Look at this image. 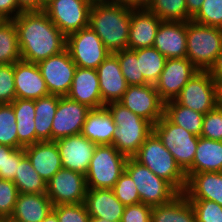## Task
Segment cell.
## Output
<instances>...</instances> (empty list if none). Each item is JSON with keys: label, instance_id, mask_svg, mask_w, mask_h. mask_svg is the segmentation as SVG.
<instances>
[{"label": "cell", "instance_id": "obj_20", "mask_svg": "<svg viewBox=\"0 0 222 222\" xmlns=\"http://www.w3.org/2000/svg\"><path fill=\"white\" fill-rule=\"evenodd\" d=\"M96 70L103 104L119 102L128 85L121 72L118 57L114 53H110Z\"/></svg>", "mask_w": 222, "mask_h": 222}, {"label": "cell", "instance_id": "obj_23", "mask_svg": "<svg viewBox=\"0 0 222 222\" xmlns=\"http://www.w3.org/2000/svg\"><path fill=\"white\" fill-rule=\"evenodd\" d=\"M24 151L33 168L46 183L62 168L55 141H38L24 147Z\"/></svg>", "mask_w": 222, "mask_h": 222}, {"label": "cell", "instance_id": "obj_48", "mask_svg": "<svg viewBox=\"0 0 222 222\" xmlns=\"http://www.w3.org/2000/svg\"><path fill=\"white\" fill-rule=\"evenodd\" d=\"M23 12L16 0H0V18L3 20H13L16 16Z\"/></svg>", "mask_w": 222, "mask_h": 222}, {"label": "cell", "instance_id": "obj_22", "mask_svg": "<svg viewBox=\"0 0 222 222\" xmlns=\"http://www.w3.org/2000/svg\"><path fill=\"white\" fill-rule=\"evenodd\" d=\"M67 97L85 104L91 109L105 107L100 94L97 70L76 67L72 86Z\"/></svg>", "mask_w": 222, "mask_h": 222}, {"label": "cell", "instance_id": "obj_27", "mask_svg": "<svg viewBox=\"0 0 222 222\" xmlns=\"http://www.w3.org/2000/svg\"><path fill=\"white\" fill-rule=\"evenodd\" d=\"M53 210V204L46 193H19L10 217L20 222H42Z\"/></svg>", "mask_w": 222, "mask_h": 222}, {"label": "cell", "instance_id": "obj_17", "mask_svg": "<svg viewBox=\"0 0 222 222\" xmlns=\"http://www.w3.org/2000/svg\"><path fill=\"white\" fill-rule=\"evenodd\" d=\"M61 156L62 168L87 174L97 144L81 133L55 141Z\"/></svg>", "mask_w": 222, "mask_h": 222}, {"label": "cell", "instance_id": "obj_26", "mask_svg": "<svg viewBox=\"0 0 222 222\" xmlns=\"http://www.w3.org/2000/svg\"><path fill=\"white\" fill-rule=\"evenodd\" d=\"M116 124L106 107L91 109L81 134L97 145H111Z\"/></svg>", "mask_w": 222, "mask_h": 222}, {"label": "cell", "instance_id": "obj_25", "mask_svg": "<svg viewBox=\"0 0 222 222\" xmlns=\"http://www.w3.org/2000/svg\"><path fill=\"white\" fill-rule=\"evenodd\" d=\"M185 196L189 200H209L222 206V172H199L187 179Z\"/></svg>", "mask_w": 222, "mask_h": 222}, {"label": "cell", "instance_id": "obj_44", "mask_svg": "<svg viewBox=\"0 0 222 222\" xmlns=\"http://www.w3.org/2000/svg\"><path fill=\"white\" fill-rule=\"evenodd\" d=\"M15 99L14 64H0V104H11Z\"/></svg>", "mask_w": 222, "mask_h": 222}, {"label": "cell", "instance_id": "obj_58", "mask_svg": "<svg viewBox=\"0 0 222 222\" xmlns=\"http://www.w3.org/2000/svg\"><path fill=\"white\" fill-rule=\"evenodd\" d=\"M89 222H111V221L106 220V219L91 217Z\"/></svg>", "mask_w": 222, "mask_h": 222}, {"label": "cell", "instance_id": "obj_36", "mask_svg": "<svg viewBox=\"0 0 222 222\" xmlns=\"http://www.w3.org/2000/svg\"><path fill=\"white\" fill-rule=\"evenodd\" d=\"M147 8L162 21L187 22L192 20L188 15L185 0H151Z\"/></svg>", "mask_w": 222, "mask_h": 222}, {"label": "cell", "instance_id": "obj_14", "mask_svg": "<svg viewBox=\"0 0 222 222\" xmlns=\"http://www.w3.org/2000/svg\"><path fill=\"white\" fill-rule=\"evenodd\" d=\"M87 191L86 178L82 173L61 168L48 182L46 194L53 206L84 203Z\"/></svg>", "mask_w": 222, "mask_h": 222}, {"label": "cell", "instance_id": "obj_16", "mask_svg": "<svg viewBox=\"0 0 222 222\" xmlns=\"http://www.w3.org/2000/svg\"><path fill=\"white\" fill-rule=\"evenodd\" d=\"M91 108L73 101L67 96L60 97L51 128V141L80 134L86 116Z\"/></svg>", "mask_w": 222, "mask_h": 222}, {"label": "cell", "instance_id": "obj_32", "mask_svg": "<svg viewBox=\"0 0 222 222\" xmlns=\"http://www.w3.org/2000/svg\"><path fill=\"white\" fill-rule=\"evenodd\" d=\"M164 115L175 125L183 127L188 132L200 137L204 114L171 100L164 103Z\"/></svg>", "mask_w": 222, "mask_h": 222}, {"label": "cell", "instance_id": "obj_43", "mask_svg": "<svg viewBox=\"0 0 222 222\" xmlns=\"http://www.w3.org/2000/svg\"><path fill=\"white\" fill-rule=\"evenodd\" d=\"M201 137L222 141V107L207 112L203 118Z\"/></svg>", "mask_w": 222, "mask_h": 222}, {"label": "cell", "instance_id": "obj_12", "mask_svg": "<svg viewBox=\"0 0 222 222\" xmlns=\"http://www.w3.org/2000/svg\"><path fill=\"white\" fill-rule=\"evenodd\" d=\"M49 94L67 96L76 71V64L67 49L37 63Z\"/></svg>", "mask_w": 222, "mask_h": 222}, {"label": "cell", "instance_id": "obj_5", "mask_svg": "<svg viewBox=\"0 0 222 222\" xmlns=\"http://www.w3.org/2000/svg\"><path fill=\"white\" fill-rule=\"evenodd\" d=\"M222 51V29L187 21V56L199 71H209Z\"/></svg>", "mask_w": 222, "mask_h": 222}, {"label": "cell", "instance_id": "obj_49", "mask_svg": "<svg viewBox=\"0 0 222 222\" xmlns=\"http://www.w3.org/2000/svg\"><path fill=\"white\" fill-rule=\"evenodd\" d=\"M22 11H41L42 0H16Z\"/></svg>", "mask_w": 222, "mask_h": 222}, {"label": "cell", "instance_id": "obj_56", "mask_svg": "<svg viewBox=\"0 0 222 222\" xmlns=\"http://www.w3.org/2000/svg\"><path fill=\"white\" fill-rule=\"evenodd\" d=\"M92 5L93 4H104V3H115V0H88Z\"/></svg>", "mask_w": 222, "mask_h": 222}, {"label": "cell", "instance_id": "obj_3", "mask_svg": "<svg viewBox=\"0 0 222 222\" xmlns=\"http://www.w3.org/2000/svg\"><path fill=\"white\" fill-rule=\"evenodd\" d=\"M116 128L112 145L123 155L132 158L152 133L153 125L136 115L120 102L106 104Z\"/></svg>", "mask_w": 222, "mask_h": 222}, {"label": "cell", "instance_id": "obj_4", "mask_svg": "<svg viewBox=\"0 0 222 222\" xmlns=\"http://www.w3.org/2000/svg\"><path fill=\"white\" fill-rule=\"evenodd\" d=\"M132 158L169 182L179 193H184L187 184L185 172L153 131Z\"/></svg>", "mask_w": 222, "mask_h": 222}, {"label": "cell", "instance_id": "obj_46", "mask_svg": "<svg viewBox=\"0 0 222 222\" xmlns=\"http://www.w3.org/2000/svg\"><path fill=\"white\" fill-rule=\"evenodd\" d=\"M152 207L143 203L125 206L120 222H151Z\"/></svg>", "mask_w": 222, "mask_h": 222}, {"label": "cell", "instance_id": "obj_40", "mask_svg": "<svg viewBox=\"0 0 222 222\" xmlns=\"http://www.w3.org/2000/svg\"><path fill=\"white\" fill-rule=\"evenodd\" d=\"M116 198L124 205L140 203V196L132 177L124 171L113 187Z\"/></svg>", "mask_w": 222, "mask_h": 222}, {"label": "cell", "instance_id": "obj_57", "mask_svg": "<svg viewBox=\"0 0 222 222\" xmlns=\"http://www.w3.org/2000/svg\"><path fill=\"white\" fill-rule=\"evenodd\" d=\"M0 222H20V221L13 219L12 217H4L0 219Z\"/></svg>", "mask_w": 222, "mask_h": 222}, {"label": "cell", "instance_id": "obj_8", "mask_svg": "<svg viewBox=\"0 0 222 222\" xmlns=\"http://www.w3.org/2000/svg\"><path fill=\"white\" fill-rule=\"evenodd\" d=\"M153 132L185 172L193 163L199 137L175 125L165 115L153 125Z\"/></svg>", "mask_w": 222, "mask_h": 222}, {"label": "cell", "instance_id": "obj_1", "mask_svg": "<svg viewBox=\"0 0 222 222\" xmlns=\"http://www.w3.org/2000/svg\"><path fill=\"white\" fill-rule=\"evenodd\" d=\"M13 21L23 61L38 63L66 49V36L44 10L23 11Z\"/></svg>", "mask_w": 222, "mask_h": 222}, {"label": "cell", "instance_id": "obj_33", "mask_svg": "<svg viewBox=\"0 0 222 222\" xmlns=\"http://www.w3.org/2000/svg\"><path fill=\"white\" fill-rule=\"evenodd\" d=\"M139 61L140 74L148 84L155 85L165 67L167 58L156 48L148 47L133 50Z\"/></svg>", "mask_w": 222, "mask_h": 222}, {"label": "cell", "instance_id": "obj_10", "mask_svg": "<svg viewBox=\"0 0 222 222\" xmlns=\"http://www.w3.org/2000/svg\"><path fill=\"white\" fill-rule=\"evenodd\" d=\"M175 101L194 111L206 114L217 105L216 85L209 71H198L182 88Z\"/></svg>", "mask_w": 222, "mask_h": 222}, {"label": "cell", "instance_id": "obj_30", "mask_svg": "<svg viewBox=\"0 0 222 222\" xmlns=\"http://www.w3.org/2000/svg\"><path fill=\"white\" fill-rule=\"evenodd\" d=\"M11 105L17 124L18 148L36 143L35 100L16 98Z\"/></svg>", "mask_w": 222, "mask_h": 222}, {"label": "cell", "instance_id": "obj_21", "mask_svg": "<svg viewBox=\"0 0 222 222\" xmlns=\"http://www.w3.org/2000/svg\"><path fill=\"white\" fill-rule=\"evenodd\" d=\"M16 98L36 100L49 95L37 63L23 60L14 63Z\"/></svg>", "mask_w": 222, "mask_h": 222}, {"label": "cell", "instance_id": "obj_55", "mask_svg": "<svg viewBox=\"0 0 222 222\" xmlns=\"http://www.w3.org/2000/svg\"><path fill=\"white\" fill-rule=\"evenodd\" d=\"M42 222H59L57 215L51 211Z\"/></svg>", "mask_w": 222, "mask_h": 222}, {"label": "cell", "instance_id": "obj_39", "mask_svg": "<svg viewBox=\"0 0 222 222\" xmlns=\"http://www.w3.org/2000/svg\"><path fill=\"white\" fill-rule=\"evenodd\" d=\"M192 21L222 29V0H204L201 9Z\"/></svg>", "mask_w": 222, "mask_h": 222}, {"label": "cell", "instance_id": "obj_18", "mask_svg": "<svg viewBox=\"0 0 222 222\" xmlns=\"http://www.w3.org/2000/svg\"><path fill=\"white\" fill-rule=\"evenodd\" d=\"M153 47L167 59L187 56V22L162 21Z\"/></svg>", "mask_w": 222, "mask_h": 222}, {"label": "cell", "instance_id": "obj_24", "mask_svg": "<svg viewBox=\"0 0 222 222\" xmlns=\"http://www.w3.org/2000/svg\"><path fill=\"white\" fill-rule=\"evenodd\" d=\"M84 204L90 217L120 222L125 206L112 189L87 188Z\"/></svg>", "mask_w": 222, "mask_h": 222}, {"label": "cell", "instance_id": "obj_50", "mask_svg": "<svg viewBox=\"0 0 222 222\" xmlns=\"http://www.w3.org/2000/svg\"><path fill=\"white\" fill-rule=\"evenodd\" d=\"M16 148L0 144V179L5 180L6 152H13Z\"/></svg>", "mask_w": 222, "mask_h": 222}, {"label": "cell", "instance_id": "obj_2", "mask_svg": "<svg viewBox=\"0 0 222 222\" xmlns=\"http://www.w3.org/2000/svg\"><path fill=\"white\" fill-rule=\"evenodd\" d=\"M130 21L131 7L116 2L91 6L89 26L110 53L127 49Z\"/></svg>", "mask_w": 222, "mask_h": 222}, {"label": "cell", "instance_id": "obj_13", "mask_svg": "<svg viewBox=\"0 0 222 222\" xmlns=\"http://www.w3.org/2000/svg\"><path fill=\"white\" fill-rule=\"evenodd\" d=\"M119 102L152 125L164 115V102L160 99L155 85H130Z\"/></svg>", "mask_w": 222, "mask_h": 222}, {"label": "cell", "instance_id": "obj_29", "mask_svg": "<svg viewBox=\"0 0 222 222\" xmlns=\"http://www.w3.org/2000/svg\"><path fill=\"white\" fill-rule=\"evenodd\" d=\"M151 222H197L195 211L184 193L171 201L152 207Z\"/></svg>", "mask_w": 222, "mask_h": 222}, {"label": "cell", "instance_id": "obj_41", "mask_svg": "<svg viewBox=\"0 0 222 222\" xmlns=\"http://www.w3.org/2000/svg\"><path fill=\"white\" fill-rule=\"evenodd\" d=\"M52 211L59 222H89L91 218L84 203L59 204Z\"/></svg>", "mask_w": 222, "mask_h": 222}, {"label": "cell", "instance_id": "obj_51", "mask_svg": "<svg viewBox=\"0 0 222 222\" xmlns=\"http://www.w3.org/2000/svg\"><path fill=\"white\" fill-rule=\"evenodd\" d=\"M209 73L213 79L222 78V51L218 54L215 63L209 69Z\"/></svg>", "mask_w": 222, "mask_h": 222}, {"label": "cell", "instance_id": "obj_6", "mask_svg": "<svg viewBox=\"0 0 222 222\" xmlns=\"http://www.w3.org/2000/svg\"><path fill=\"white\" fill-rule=\"evenodd\" d=\"M127 159L112 144L97 145L85 175L87 188L113 189L125 171Z\"/></svg>", "mask_w": 222, "mask_h": 222}, {"label": "cell", "instance_id": "obj_34", "mask_svg": "<svg viewBox=\"0 0 222 222\" xmlns=\"http://www.w3.org/2000/svg\"><path fill=\"white\" fill-rule=\"evenodd\" d=\"M14 184L19 193H46L47 183L33 168L30 160L25 156L18 164Z\"/></svg>", "mask_w": 222, "mask_h": 222}, {"label": "cell", "instance_id": "obj_31", "mask_svg": "<svg viewBox=\"0 0 222 222\" xmlns=\"http://www.w3.org/2000/svg\"><path fill=\"white\" fill-rule=\"evenodd\" d=\"M59 96L49 94L35 100L36 143L51 141V128L56 114Z\"/></svg>", "mask_w": 222, "mask_h": 222}, {"label": "cell", "instance_id": "obj_54", "mask_svg": "<svg viewBox=\"0 0 222 222\" xmlns=\"http://www.w3.org/2000/svg\"><path fill=\"white\" fill-rule=\"evenodd\" d=\"M216 85L217 105L222 107V78L214 79Z\"/></svg>", "mask_w": 222, "mask_h": 222}, {"label": "cell", "instance_id": "obj_19", "mask_svg": "<svg viewBox=\"0 0 222 222\" xmlns=\"http://www.w3.org/2000/svg\"><path fill=\"white\" fill-rule=\"evenodd\" d=\"M161 22L162 20L148 8H131L127 49L137 50L153 47Z\"/></svg>", "mask_w": 222, "mask_h": 222}, {"label": "cell", "instance_id": "obj_45", "mask_svg": "<svg viewBox=\"0 0 222 222\" xmlns=\"http://www.w3.org/2000/svg\"><path fill=\"white\" fill-rule=\"evenodd\" d=\"M18 194L13 181L0 179V219L12 215Z\"/></svg>", "mask_w": 222, "mask_h": 222}, {"label": "cell", "instance_id": "obj_11", "mask_svg": "<svg viewBox=\"0 0 222 222\" xmlns=\"http://www.w3.org/2000/svg\"><path fill=\"white\" fill-rule=\"evenodd\" d=\"M91 6L88 0H53L44 11L54 25L67 36L89 26Z\"/></svg>", "mask_w": 222, "mask_h": 222}, {"label": "cell", "instance_id": "obj_9", "mask_svg": "<svg viewBox=\"0 0 222 222\" xmlns=\"http://www.w3.org/2000/svg\"><path fill=\"white\" fill-rule=\"evenodd\" d=\"M66 49L73 62L80 68L97 69L110 54L90 26L67 35Z\"/></svg>", "mask_w": 222, "mask_h": 222}, {"label": "cell", "instance_id": "obj_28", "mask_svg": "<svg viewBox=\"0 0 222 222\" xmlns=\"http://www.w3.org/2000/svg\"><path fill=\"white\" fill-rule=\"evenodd\" d=\"M222 172V141L199 137L192 165L185 171L188 179L199 172Z\"/></svg>", "mask_w": 222, "mask_h": 222}, {"label": "cell", "instance_id": "obj_42", "mask_svg": "<svg viewBox=\"0 0 222 222\" xmlns=\"http://www.w3.org/2000/svg\"><path fill=\"white\" fill-rule=\"evenodd\" d=\"M197 222H222V206L209 200H189Z\"/></svg>", "mask_w": 222, "mask_h": 222}, {"label": "cell", "instance_id": "obj_7", "mask_svg": "<svg viewBox=\"0 0 222 222\" xmlns=\"http://www.w3.org/2000/svg\"><path fill=\"white\" fill-rule=\"evenodd\" d=\"M125 171L132 177L140 196V202L154 207L165 204L179 192L166 180L155 175L148 167L128 158Z\"/></svg>", "mask_w": 222, "mask_h": 222}, {"label": "cell", "instance_id": "obj_47", "mask_svg": "<svg viewBox=\"0 0 222 222\" xmlns=\"http://www.w3.org/2000/svg\"><path fill=\"white\" fill-rule=\"evenodd\" d=\"M25 156L24 147L16 148L13 152H6L5 180L14 181L18 164Z\"/></svg>", "mask_w": 222, "mask_h": 222}, {"label": "cell", "instance_id": "obj_35", "mask_svg": "<svg viewBox=\"0 0 222 222\" xmlns=\"http://www.w3.org/2000/svg\"><path fill=\"white\" fill-rule=\"evenodd\" d=\"M22 60L18 33L13 20L0 22V64H14Z\"/></svg>", "mask_w": 222, "mask_h": 222}, {"label": "cell", "instance_id": "obj_15", "mask_svg": "<svg viewBox=\"0 0 222 222\" xmlns=\"http://www.w3.org/2000/svg\"><path fill=\"white\" fill-rule=\"evenodd\" d=\"M199 70L188 58L167 59L155 88L165 103L179 95L182 88Z\"/></svg>", "mask_w": 222, "mask_h": 222}, {"label": "cell", "instance_id": "obj_53", "mask_svg": "<svg viewBox=\"0 0 222 222\" xmlns=\"http://www.w3.org/2000/svg\"><path fill=\"white\" fill-rule=\"evenodd\" d=\"M204 0H185L188 15L193 18L201 9Z\"/></svg>", "mask_w": 222, "mask_h": 222}, {"label": "cell", "instance_id": "obj_37", "mask_svg": "<svg viewBox=\"0 0 222 222\" xmlns=\"http://www.w3.org/2000/svg\"><path fill=\"white\" fill-rule=\"evenodd\" d=\"M114 54L118 57L121 72L125 77L128 86L148 84L145 81L143 74H140L139 61L133 50H120Z\"/></svg>", "mask_w": 222, "mask_h": 222}, {"label": "cell", "instance_id": "obj_38", "mask_svg": "<svg viewBox=\"0 0 222 222\" xmlns=\"http://www.w3.org/2000/svg\"><path fill=\"white\" fill-rule=\"evenodd\" d=\"M0 144L18 148L17 124L11 104H0Z\"/></svg>", "mask_w": 222, "mask_h": 222}, {"label": "cell", "instance_id": "obj_52", "mask_svg": "<svg viewBox=\"0 0 222 222\" xmlns=\"http://www.w3.org/2000/svg\"><path fill=\"white\" fill-rule=\"evenodd\" d=\"M115 2L131 8H147L151 0H115Z\"/></svg>", "mask_w": 222, "mask_h": 222}, {"label": "cell", "instance_id": "obj_59", "mask_svg": "<svg viewBox=\"0 0 222 222\" xmlns=\"http://www.w3.org/2000/svg\"><path fill=\"white\" fill-rule=\"evenodd\" d=\"M53 0H42V10Z\"/></svg>", "mask_w": 222, "mask_h": 222}]
</instances>
